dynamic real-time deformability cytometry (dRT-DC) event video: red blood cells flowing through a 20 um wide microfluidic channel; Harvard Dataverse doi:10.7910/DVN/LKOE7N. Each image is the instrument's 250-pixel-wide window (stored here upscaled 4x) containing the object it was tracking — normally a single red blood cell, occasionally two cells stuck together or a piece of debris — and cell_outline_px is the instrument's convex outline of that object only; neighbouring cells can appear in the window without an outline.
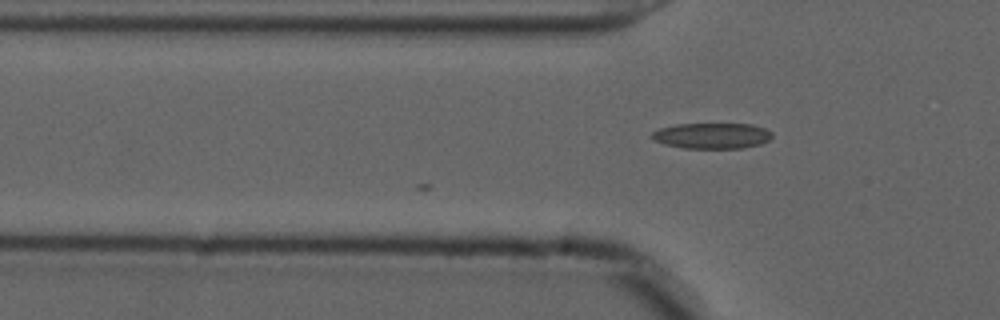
{"species": "common noctule bat (a hibernating species)", "species_latin": "Nyctalus noctula", "temperature_condition": "cold", "stored_images_in_passage": 2, "camera_frame_rate_fps": 3000, "um_per_image_px": 0.085, "animal": {"sex": "male", "forearm_length_mm": 52.5}, "frame": {"image": 1, "passage_image": 2, "time_ms": 0.333, "image_size_px": [1000, 320], "cell_outline_px": [[772, 136], [768, 140], [760, 144], [744, 148], [684, 148], [664, 144], [652, 140], [648, 136], [652, 132], [660, 128], [676, 124], [752, 124], [764, 128], [772, 132]], "centroid_in_image_um": [60.48, 11.54], "position_along_channel_um": 65.3, "area_um2": 18.15}}